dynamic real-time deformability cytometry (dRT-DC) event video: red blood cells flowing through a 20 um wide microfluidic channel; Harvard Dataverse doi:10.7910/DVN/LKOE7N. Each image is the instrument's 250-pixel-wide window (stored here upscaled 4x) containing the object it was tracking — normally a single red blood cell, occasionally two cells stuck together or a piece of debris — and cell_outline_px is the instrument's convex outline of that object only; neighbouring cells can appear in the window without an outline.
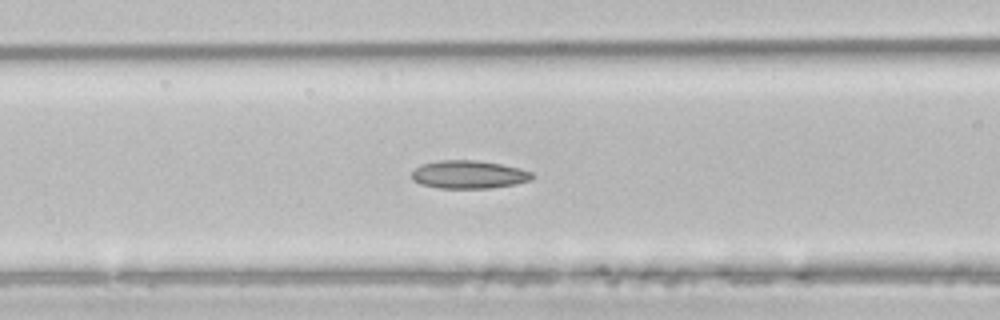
{"species": "common noctule bat (a hibernating species)", "species_latin": "Nyctalus noctula", "temperature_condition": "room temperature", "stored_images_in_passage": 28, "camera_frame_rate_fps": 3000, "um_per_image_px": 0.085, "animal": {"sex": "male", "body_mass_g": 21.5, "forearm_length_mm": 52.0}, "frame": {"image": 1, "passage_image": 5, "time_ms": 1.333, "image_size_px": [1000, 320], "cell_outline_px": [[536, 176], [532, 180], [516, 184], [492, 188], [440, 188], [420, 184], [412, 180], [412, 172], [420, 164], [440, 160], [476, 160], [500, 164], [520, 168], [532, 172]], "centroid_in_image_um": [39.87, 14.84], "position_along_channel_um": 126.7, "area_um2": 19.88}}
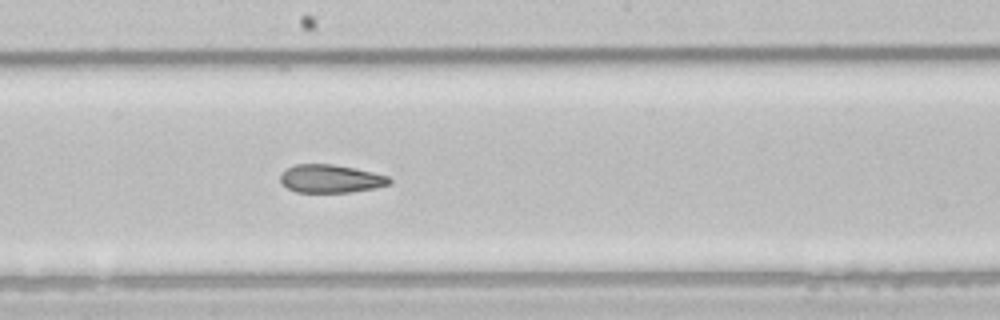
{"frame": {"image": 2, "passage_image": 12, "time_ms": 3.667, "image_size_px": [1000, 320], "cell_outline_px": [[392, 180], [388, 184], [376, 188], [352, 192], [296, 192], [288, 188], [280, 180], [280, 176], [288, 168], [296, 164], [332, 164], [372, 172], [388, 176]], "centroid_in_image_um": [28.12, 15.2], "position_along_channel_um": 220.1, "area_um2": 17.63}}
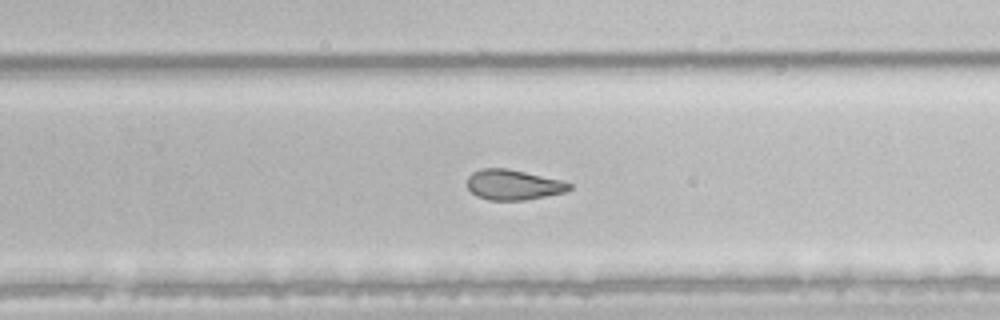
{"frame": {"image": 3, "passage_image": 17, "time_ms": 5.333, "image_size_px": [1000, 320], "cell_outline_px": [[572, 188], [564, 192], [524, 200], [488, 200], [476, 196], [468, 188], [468, 176], [472, 172], [480, 168], [508, 168], [560, 180], [572, 184]], "centroid_in_image_um": [43.6, 15.7], "position_along_channel_um": 286.2, "area_um2": 17.92}}